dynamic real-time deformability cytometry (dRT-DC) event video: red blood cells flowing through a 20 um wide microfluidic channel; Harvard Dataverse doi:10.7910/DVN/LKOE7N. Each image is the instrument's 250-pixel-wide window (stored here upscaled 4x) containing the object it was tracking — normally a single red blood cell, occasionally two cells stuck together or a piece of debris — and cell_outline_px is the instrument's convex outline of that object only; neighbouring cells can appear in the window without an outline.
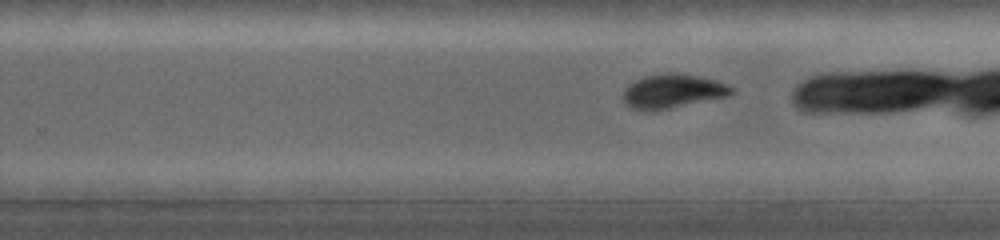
{"species": "common noctule bat (a hibernating species)", "species_latin": "Nyctalus noctula", "temperature_condition": "warm", "stored_images_in_passage": 49, "camera_frame_rate_fps": 5000, "um_per_image_px": 0.085, "animal": {"sex": "female", "body_mass_g": 19.0, "forearm_length_mm": 53.3}, "frame": {"image": 1, "passage_image": 37, "time_ms": 5.0, "image_size_px": [1000, 240], "cell_outline_px": [[736, 92], [732, 96], [652, 112], [644, 112], [628, 108], [624, 104], [624, 88], [628, 84], [644, 76], [668, 72], [676, 72], [700, 76], [716, 80], [728, 84], [736, 88]], "centroid_in_image_um": [57.21, 7.77], "position_along_channel_um": 272.6, "area_um2": 22.43}}